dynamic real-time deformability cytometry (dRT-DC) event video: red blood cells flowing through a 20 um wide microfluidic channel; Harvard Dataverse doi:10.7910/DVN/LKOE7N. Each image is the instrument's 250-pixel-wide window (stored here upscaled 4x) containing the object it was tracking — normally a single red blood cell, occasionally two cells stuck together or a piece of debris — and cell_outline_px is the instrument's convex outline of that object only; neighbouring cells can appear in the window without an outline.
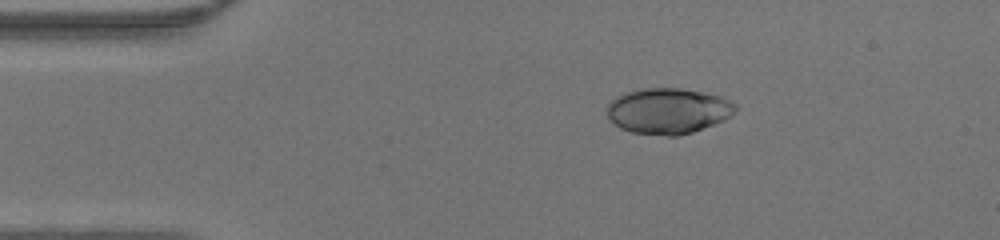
{"species": "human", "species_latin": "Homo sapiens", "temperature_condition": "warm", "stored_images_in_passage": 11, "camera_frame_rate_fps": 3000, "um_per_image_px": 0.085, "donor": {"sex": "male"}, "frame": {"image": 1, "passage_image": 1, "time_ms": 0.0, "image_size_px": [1000, 240], "cell_outline_px": [[736, 112], [732, 116], [724, 120], [692, 132], [676, 136], [668, 136], [632, 132], [620, 128], [608, 116], [604, 108], [616, 96], [640, 88], [680, 88], [720, 96], [732, 100], [736, 104]], "centroid_in_image_um": [56.8, 9.42], "position_along_channel_um": 28.2, "area_um2": 34.28}}
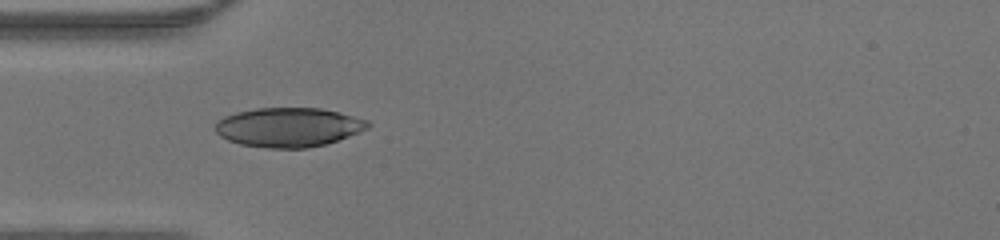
{"frame": {"image": 2, "passage_image": 7, "time_ms": 2.0, "image_size_px": [1000, 240], "cell_outline_px": [[372, 124], [368, 128], [360, 132], [324, 144], [308, 148], [268, 148], [240, 144], [228, 140], [220, 136], [216, 132], [216, 120], [224, 116], [236, 112], [256, 108], [320, 108], [340, 112], [368, 120]], "centroid_in_image_um": [24.52, 10.81], "position_along_channel_um": 60.5, "area_um2": 34.97}}
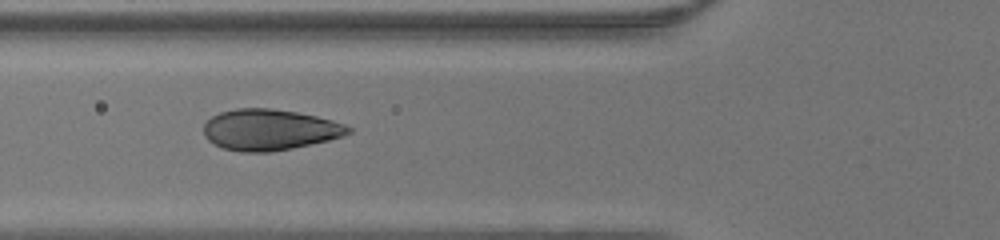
{"frame": {"image": 3, "passage_image": 10, "time_ms": 3.0, "image_size_px": [1000, 240], "cell_outline_px": [[352, 132], [328, 140], [292, 148], [272, 152], [244, 152], [224, 148], [208, 140], [204, 136], [204, 124], [212, 116], [220, 112], [236, 108], [268, 108], [296, 112], [316, 116], [332, 120], [344, 124], [352, 128]], "centroid_in_image_um": [22.9, 11.02], "position_along_channel_um": 102.9, "area_um2": 34.33}}